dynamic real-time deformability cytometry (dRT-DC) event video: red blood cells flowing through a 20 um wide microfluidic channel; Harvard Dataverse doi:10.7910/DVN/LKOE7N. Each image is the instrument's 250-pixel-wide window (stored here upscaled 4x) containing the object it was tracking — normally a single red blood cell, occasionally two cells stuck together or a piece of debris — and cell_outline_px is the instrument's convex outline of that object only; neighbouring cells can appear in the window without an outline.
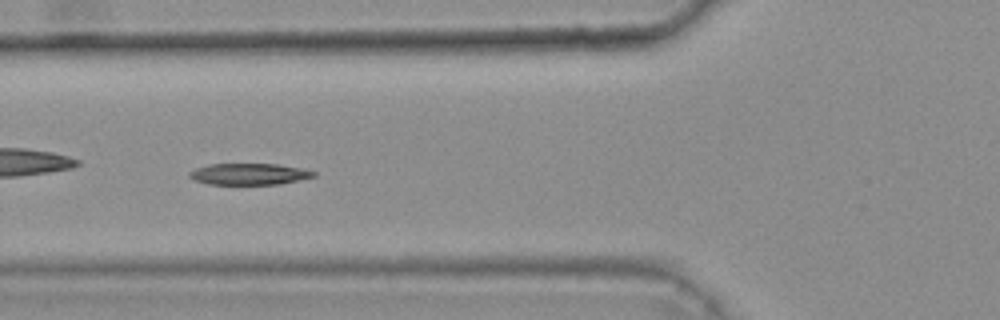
{"species": "common noctule bat (a hibernating species)", "species_latin": "Nyctalus noctula", "temperature_condition": "warm", "stored_images_in_passage": 46, "camera_frame_rate_fps": 3000, "um_per_image_px": 0.085, "animal": {"sex": "female", "body_mass_g": 25.1}, "frame": {"image": 1, "passage_image": 20, "time_ms": 6.333, "image_size_px": [1000, 320], "cell_outline_px": [[316, 176], [300, 180], [280, 184], [208, 184], [196, 180], [188, 176], [188, 172], [196, 168], [208, 164], [276, 164], [300, 168], [316, 172]], "centroid_in_image_um": [21.17, 14.79], "position_along_channel_um": 104.6, "area_um2": 15.43}, "authors_computed_cell_mechanics": {"area_um2": 16.7042, "velocity_mm_per_s": 3.693, "shape_relaxation_time_tau1_ms": 11.3175, "shape_relaxation_time_tau2_ms": 4.4246, "deformation_change_tau1": 0.233, "deformation_change_tau2": 0.0767}}